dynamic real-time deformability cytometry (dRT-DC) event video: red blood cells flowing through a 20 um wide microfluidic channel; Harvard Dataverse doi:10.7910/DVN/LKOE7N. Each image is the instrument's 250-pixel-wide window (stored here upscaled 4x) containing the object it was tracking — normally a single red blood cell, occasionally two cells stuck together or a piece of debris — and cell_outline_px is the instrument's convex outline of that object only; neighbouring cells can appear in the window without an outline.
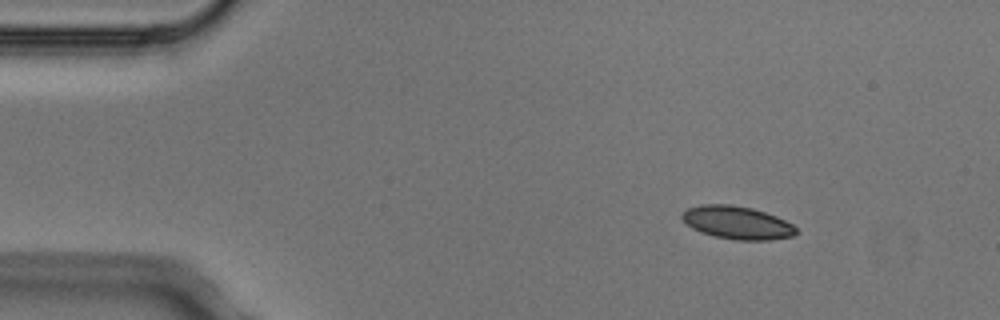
{"species": "Egyptian fruit bat (a non-hibernating species)", "species_latin": "Rousettus aegyptiacus", "temperature_condition": "cold", "stored_images_in_passage": 4, "camera_frame_rate_fps": 3000, "um_per_image_px": 0.085, "animal": {"sex": "male"}, "frame": {"image": 1, "passage_image": 1, "time_ms": 0.0, "image_size_px": [1000, 320], "cell_outline_px": [[796, 232], [792, 236], [768, 240], [736, 240], [716, 236], [700, 232], [692, 228], [680, 216], [688, 208], [700, 204], [732, 204], [752, 208], [776, 216], [792, 224], [796, 228]], "centroid_in_image_um": [62.64, 18.91], "position_along_channel_um": 22.4, "area_um2": 21.73}}
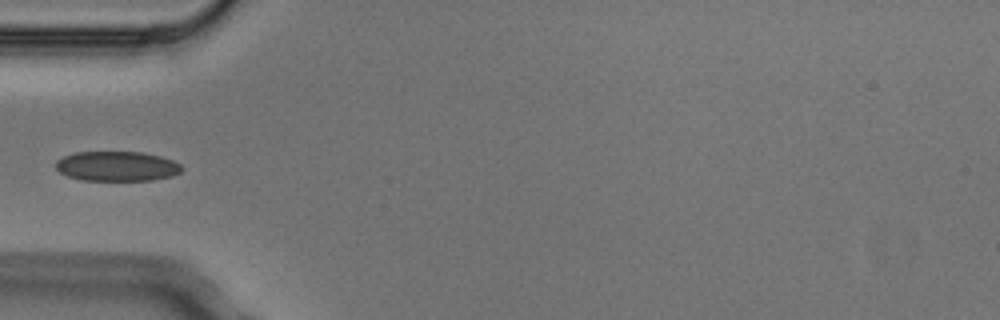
{"frame": {"image": 2, "passage_image": 4, "time_ms": 1.0, "image_size_px": [1000, 320], "cell_outline_px": [[184, 168], [180, 172], [172, 176], [152, 180], [80, 180], [68, 176], [60, 172], [56, 168], [56, 160], [64, 156], [76, 152], [144, 152], [160, 156], [172, 160], [180, 164]], "centroid_in_image_um": [9.95, 14.13], "position_along_channel_um": 75.1, "area_um2": 21.91}}